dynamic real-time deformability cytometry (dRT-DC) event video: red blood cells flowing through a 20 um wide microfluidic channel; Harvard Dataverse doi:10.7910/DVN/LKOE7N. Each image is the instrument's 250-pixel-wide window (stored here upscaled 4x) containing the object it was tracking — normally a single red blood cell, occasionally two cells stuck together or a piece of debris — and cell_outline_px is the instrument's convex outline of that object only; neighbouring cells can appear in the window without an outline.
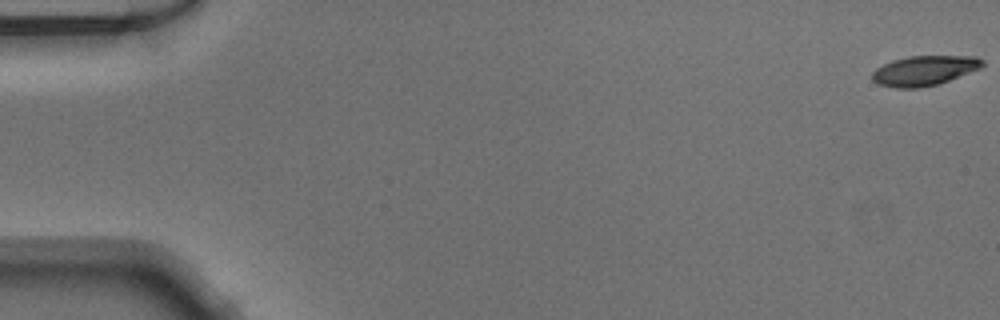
{"species": "Egyptian fruit bat (a non-hibernating species)", "species_latin": "Rousettus aegyptiacus", "temperature_condition": "warm", "stored_images_in_passage": 51, "camera_frame_rate_fps": 3000, "um_per_image_px": 0.085, "animal": {"sex": "male"}, "frame": {"image": 1, "passage_image": 1, "time_ms": 0.0, "image_size_px": [1000, 320], "cell_outline_px": [[984, 64], [980, 68], [948, 80], [936, 84], [920, 88], [896, 88], [880, 84], [872, 80], [872, 72], [876, 68], [892, 60], [908, 56], [976, 56], [984, 60]], "centroid_in_image_um": [78.55, 5.99], "position_along_channel_um": 6.4, "area_um2": 19.02}}
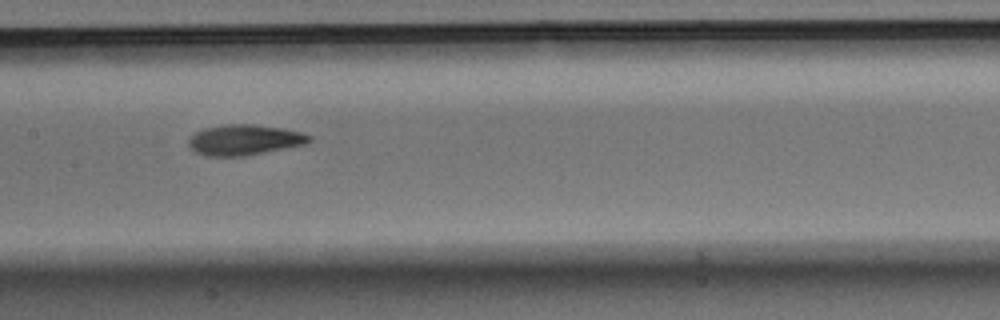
{"frame": {"image": 2, "passage_image": 26, "time_ms": 8.333, "image_size_px": [1000, 320], "cell_outline_px": [[312, 140], [304, 144], [244, 156], [208, 156], [196, 152], [188, 144], [188, 140], [196, 132], [204, 128], [224, 124], [252, 124], [284, 128], [300, 132], [312, 136]], "centroid_in_image_um": [20.77, 11.88], "position_along_channel_um": 186.6, "area_um2": 21.27}}
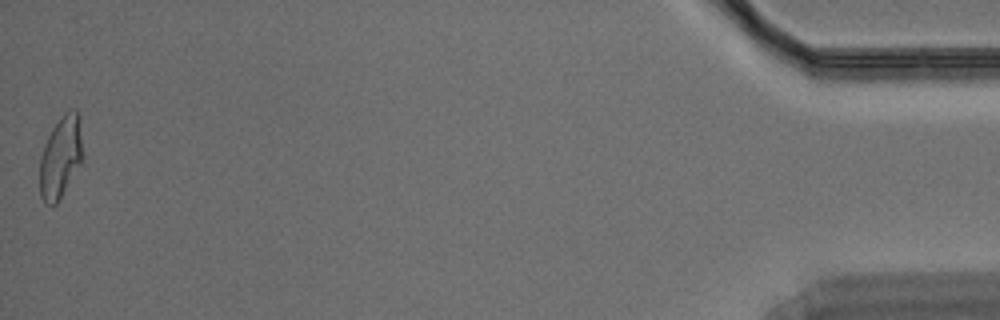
{"frame": {"image": 3, "passage_image": 51, "time_ms": 16.667, "image_size_px": [1000, 320], "cell_outline_px": [[84, 160], [56, 204], [44, 204], [40, 196], [40, 156], [44, 144], [52, 128], [64, 112], [68, 108], [76, 108], [80, 116]], "centroid_in_image_um": [5.19, 13.3], "position_along_channel_um": 430.0, "area_um2": 21.04}}